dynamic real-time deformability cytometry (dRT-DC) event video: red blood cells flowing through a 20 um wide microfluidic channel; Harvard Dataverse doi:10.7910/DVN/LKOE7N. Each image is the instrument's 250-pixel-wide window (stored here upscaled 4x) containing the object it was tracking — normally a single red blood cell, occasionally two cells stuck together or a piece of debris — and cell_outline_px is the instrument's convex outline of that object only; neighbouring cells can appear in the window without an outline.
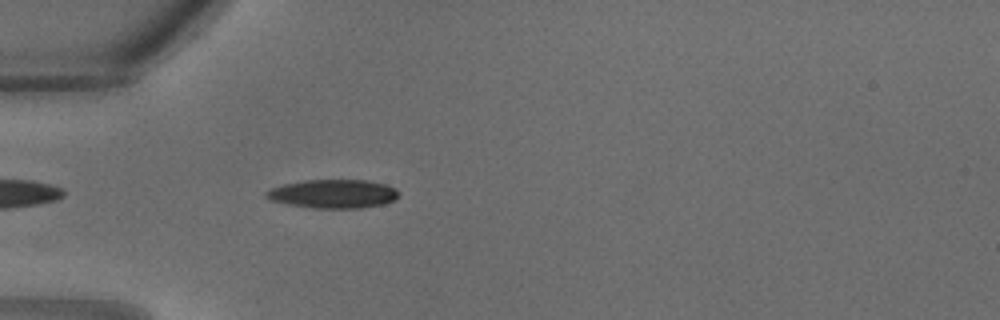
{"species": "common noctule bat (a hibernating species)", "species_latin": "Nyctalus noctula", "temperature_condition": "warm", "stored_images_in_passage": 21, "camera_frame_rate_fps": 3000, "um_per_image_px": 0.085, "animal": {"sex": "male", "body_mass_g": 18.8}, "frame": {"image": 1, "passage_image": 2, "time_ms": 0.333, "image_size_px": [1000, 320], "cell_outline_px": [[400, 192], [396, 200], [384, 204], [360, 208], [312, 208], [288, 204], [272, 200], [264, 196], [264, 192], [272, 188], [284, 184], [304, 180], [368, 180], [384, 184], [396, 188]], "centroid_in_image_um": [28.35, 16.47], "position_along_channel_um": 56.6, "area_um2": 22.25}}
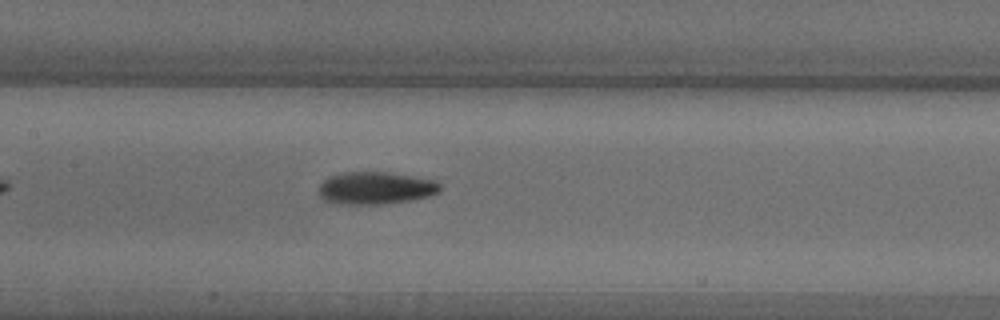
{"frame": {"image": 2, "passage_image": 8, "time_ms": 2.333, "image_size_px": [1000, 320], "cell_outline_px": [[440, 192], [428, 196], [412, 200], [380, 204], [344, 204], [324, 200], [320, 196], [320, 184], [328, 176], [344, 172], [388, 172], [436, 180], [440, 184]], "centroid_in_image_um": [31.94, 15.98], "position_along_channel_um": 175.5, "area_um2": 22.89}}
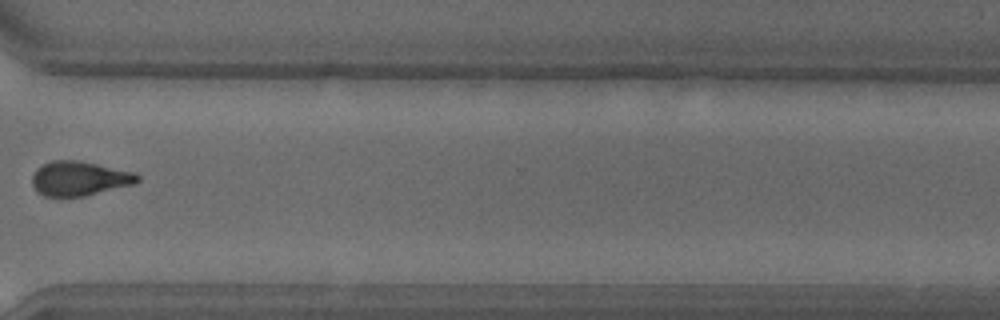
{"frame": {"image": 3, "passage_image": 17, "time_ms": 5.333, "image_size_px": [1000, 320], "cell_outline_px": [[140, 180], [132, 184], [84, 196], [44, 196], [36, 192], [32, 184], [32, 176], [36, 168], [52, 160], [80, 160], [136, 172], [140, 176]], "centroid_in_image_um": [6.73, 15.16], "position_along_channel_um": 363.9, "area_um2": 21.21}}